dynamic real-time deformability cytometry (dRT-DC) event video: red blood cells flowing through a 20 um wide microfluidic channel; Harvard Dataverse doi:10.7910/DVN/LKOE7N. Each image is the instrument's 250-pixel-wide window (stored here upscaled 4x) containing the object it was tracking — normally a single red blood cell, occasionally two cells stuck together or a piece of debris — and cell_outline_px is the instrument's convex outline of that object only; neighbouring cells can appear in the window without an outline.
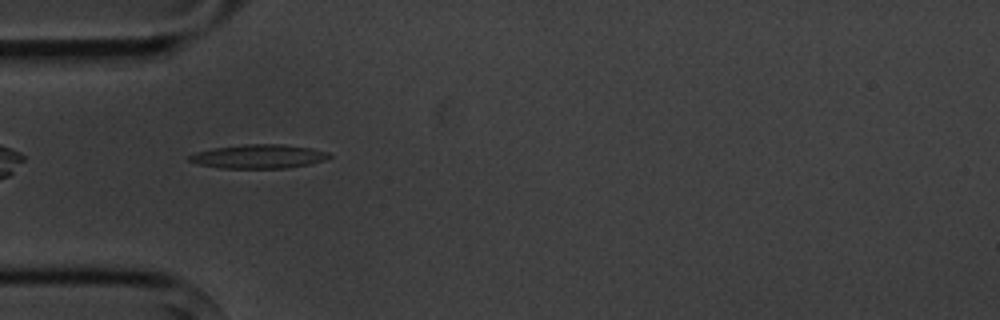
{"species": "common noctule bat (a hibernating species)", "species_latin": "Nyctalus noctula", "temperature_condition": "cold", "stored_images_in_passage": 3, "camera_frame_rate_fps": 3000, "um_per_image_px": 0.085, "animal": {"sex": "male", "body_mass_g": 20.1, "forearm_length_mm": 53.5}, "frame": {"image": 1, "passage_image": 2, "time_ms": 1.0, "image_size_px": [1000, 320], "cell_outline_px": [[332, 156], [324, 160], [308, 164], [288, 168], [220, 168], [196, 164], [188, 160], [188, 156], [196, 152], [212, 148], [244, 144], [280, 144], [312, 148], [328, 152]], "centroid_in_image_um": [21.96, 13.3], "position_along_channel_um": 63.0, "area_um2": 19.54}}
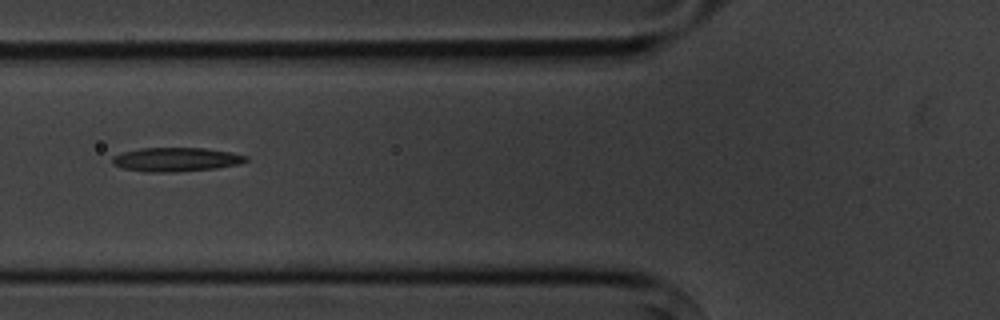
{"frame": {"image": 2, "passage_image": 3, "time_ms": 2.333, "image_size_px": [1000, 320], "cell_outline_px": [[248, 160], [240, 164], [216, 168], [176, 172], [144, 172], [124, 168], [112, 164], [112, 156], [124, 152], [140, 148], [204, 148], [232, 152], [248, 156]], "centroid_in_image_um": [14.98, 13.56], "position_along_channel_um": 110.8, "area_um2": 18.73}}